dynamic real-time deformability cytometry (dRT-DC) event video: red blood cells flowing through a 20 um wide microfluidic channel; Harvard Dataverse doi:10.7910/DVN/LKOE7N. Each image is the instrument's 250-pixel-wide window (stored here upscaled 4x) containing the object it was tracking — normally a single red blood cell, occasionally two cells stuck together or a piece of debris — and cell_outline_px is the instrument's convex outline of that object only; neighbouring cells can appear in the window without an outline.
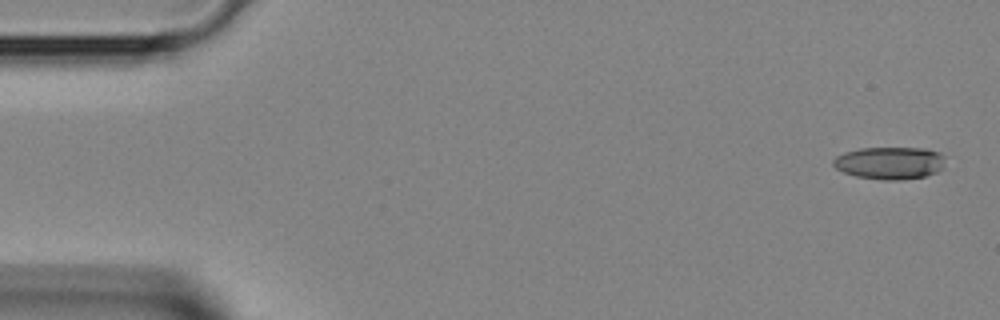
{"species": "Egyptian fruit bat (a non-hibernating species)", "species_latin": "Rousettus aegyptiacus", "temperature_condition": "room temperature", "stored_images_in_passage": 4, "camera_frame_rate_fps": 3000, "um_per_image_px": 0.085, "animal": {"sex": "female"}, "frame": {"image": 1, "passage_image": 1, "time_ms": 0.0, "image_size_px": [1000, 320], "cell_outline_px": [[944, 168], [936, 172], [924, 176], [900, 180], [884, 180], [856, 176], [844, 172], [836, 168], [832, 164], [832, 160], [836, 156], [844, 152], [860, 148], [928, 148], [940, 152], [944, 156]], "centroid_in_image_um": [75.64, 13.84], "position_along_channel_um": 9.4, "area_um2": 21.33}}